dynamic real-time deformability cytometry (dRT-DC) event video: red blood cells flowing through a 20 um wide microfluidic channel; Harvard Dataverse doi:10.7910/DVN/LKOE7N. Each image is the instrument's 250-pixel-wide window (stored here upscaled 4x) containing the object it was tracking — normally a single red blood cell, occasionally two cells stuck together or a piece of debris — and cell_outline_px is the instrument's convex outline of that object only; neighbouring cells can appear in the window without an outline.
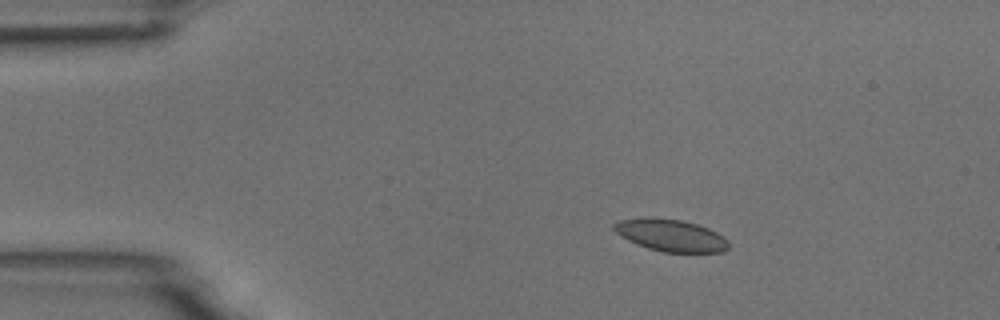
{"species": "common noctule bat (a hibernating species)", "species_latin": "Nyctalus noctula", "temperature_condition": "room temperature", "stored_images_in_passage": 5, "camera_frame_rate_fps": 3000, "um_per_image_px": 0.085, "animal": {"sex": "male", "body_mass_g": 18.8}, "frame": {"image": 1, "passage_image": 3, "time_ms": 2.333, "image_size_px": [1000, 320], "cell_outline_px": [[728, 248], [724, 252], [664, 252], [648, 248], [636, 244], [628, 240], [616, 232], [612, 228], [612, 224], [620, 220], [644, 216], [652, 216], [680, 220], [696, 224], [708, 228], [724, 236], [728, 240]], "centroid_in_image_um": [56.99, 19.98], "position_along_channel_um": 28.0, "area_um2": 21.62}}
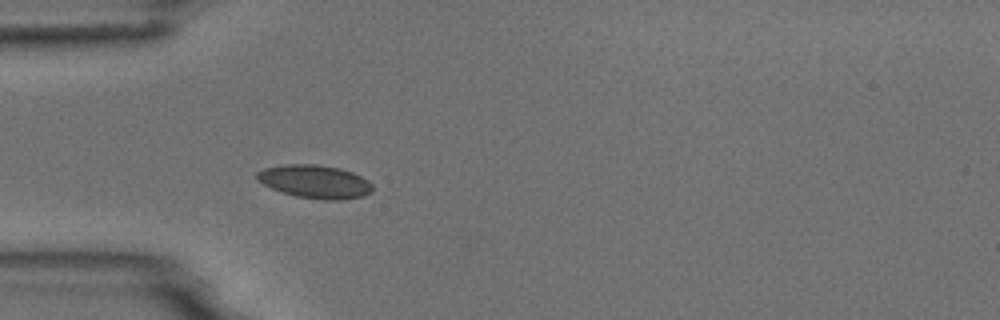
{"frame": {"image": 2, "passage_image": 5, "time_ms": 4.667, "image_size_px": [1000, 320], "cell_outline_px": [[372, 192], [364, 196], [344, 200], [320, 200], [296, 196], [272, 188], [256, 180], [256, 172], [264, 168], [284, 164], [316, 164], [340, 168], [352, 172], [368, 180], [372, 184]], "centroid_in_image_um": [26.78, 15.44], "position_along_channel_um": 58.2, "area_um2": 22.54}}